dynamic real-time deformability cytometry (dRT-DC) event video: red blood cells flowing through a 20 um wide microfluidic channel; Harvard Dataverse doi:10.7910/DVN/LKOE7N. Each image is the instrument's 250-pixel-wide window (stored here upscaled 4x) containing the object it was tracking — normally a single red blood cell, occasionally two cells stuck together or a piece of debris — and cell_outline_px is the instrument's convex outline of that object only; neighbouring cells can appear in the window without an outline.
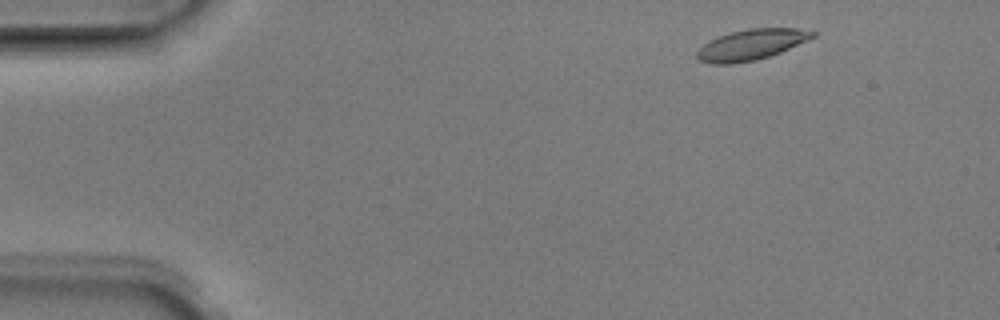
{"species": "Egyptian fruit bat (a non-hibernating species)", "species_latin": "Rousettus aegyptiacus", "temperature_condition": "room temperature", "stored_images_in_passage": 3, "camera_frame_rate_fps": 3000, "um_per_image_px": 0.085, "animal": {"sex": "male"}, "frame": {"image": 1, "passage_image": 1, "time_ms": 0.0, "image_size_px": [1000, 320], "cell_outline_px": [[816, 36], [808, 40], [780, 52], [756, 60], [732, 64], [712, 64], [700, 60], [696, 56], [696, 52], [704, 44], [720, 36], [732, 32], [748, 28], [796, 28], [816, 32]], "centroid_in_image_um": [63.87, 3.8], "position_along_channel_um": 21.1, "area_um2": 20.4}}